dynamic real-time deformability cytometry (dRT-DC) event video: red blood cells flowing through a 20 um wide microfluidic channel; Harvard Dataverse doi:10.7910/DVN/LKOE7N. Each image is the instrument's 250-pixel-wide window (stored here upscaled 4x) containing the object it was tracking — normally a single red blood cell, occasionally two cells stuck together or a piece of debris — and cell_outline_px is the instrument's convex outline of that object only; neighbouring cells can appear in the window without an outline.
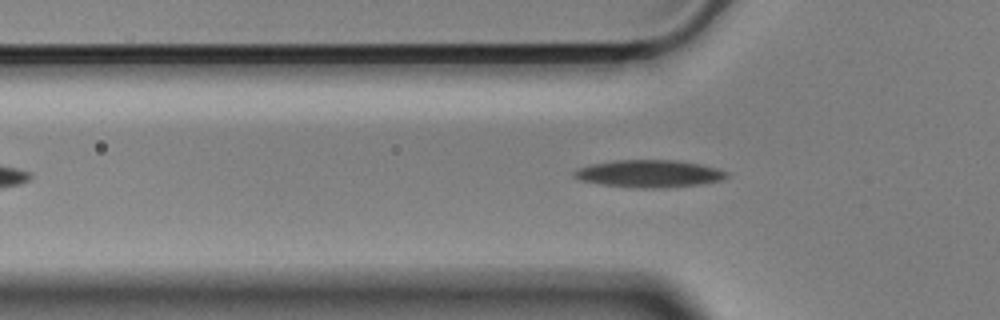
{"species": "Egyptian fruit bat (a non-hibernating species)", "species_latin": "Rousettus aegyptiacus", "temperature_condition": "cold", "stored_images_in_passage": 51, "camera_frame_rate_fps": 3000, "um_per_image_px": 0.085, "animal": {"sex": "male"}, "frame": {"image": 1, "passage_image": 14, "time_ms": 4.333, "image_size_px": [1000, 320], "cell_outline_px": [[728, 176], [720, 180], [696, 184], [660, 188], [636, 188], [600, 184], [580, 180], [572, 176], [572, 172], [576, 168], [588, 164], [612, 160], [676, 160], [700, 164], [716, 168], [728, 172]], "centroid_in_image_um": [55.08, 14.75], "position_along_channel_um": 70.7, "area_um2": 24.39}}
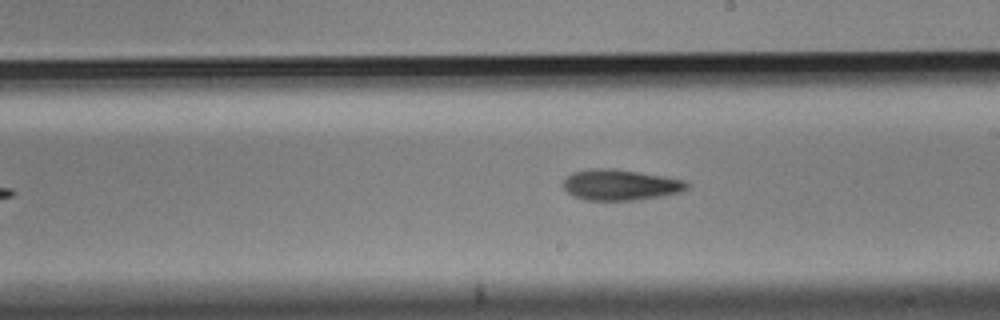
{"frame": {"image": 2, "passage_image": 28, "time_ms": 9.0, "image_size_px": [1000, 320], "cell_outline_px": [[692, 184], [688, 188], [680, 192], [660, 196], [636, 200], [584, 200], [572, 196], [564, 188], [564, 176], [572, 172], [592, 168], [612, 168], [664, 176], [688, 180]], "centroid_in_image_um": [52.74, 15.7], "position_along_channel_um": 236.3, "area_um2": 22.48}}
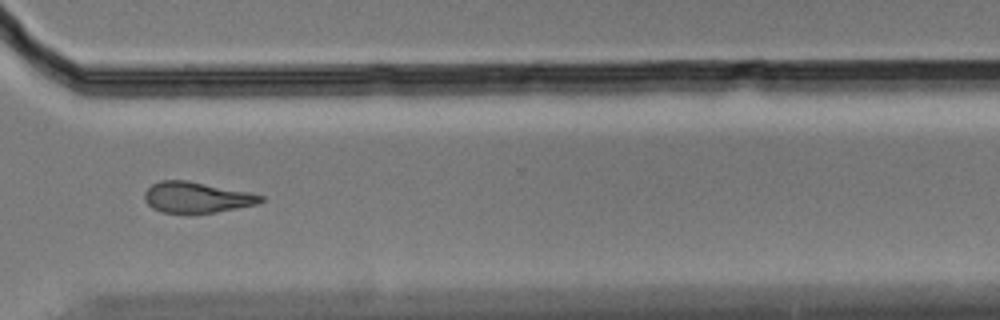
{"frame": {"image": 3, "passage_image": 38, "time_ms": 12.333, "image_size_px": [1000, 320], "cell_outline_px": [[264, 200], [256, 204], [216, 212], [160, 212], [152, 208], [144, 200], [144, 192], [152, 184], [160, 180], [188, 180], [252, 192], [264, 196]], "centroid_in_image_um": [16.72, 16.75], "position_along_channel_um": 353.9, "area_um2": 20.87}}